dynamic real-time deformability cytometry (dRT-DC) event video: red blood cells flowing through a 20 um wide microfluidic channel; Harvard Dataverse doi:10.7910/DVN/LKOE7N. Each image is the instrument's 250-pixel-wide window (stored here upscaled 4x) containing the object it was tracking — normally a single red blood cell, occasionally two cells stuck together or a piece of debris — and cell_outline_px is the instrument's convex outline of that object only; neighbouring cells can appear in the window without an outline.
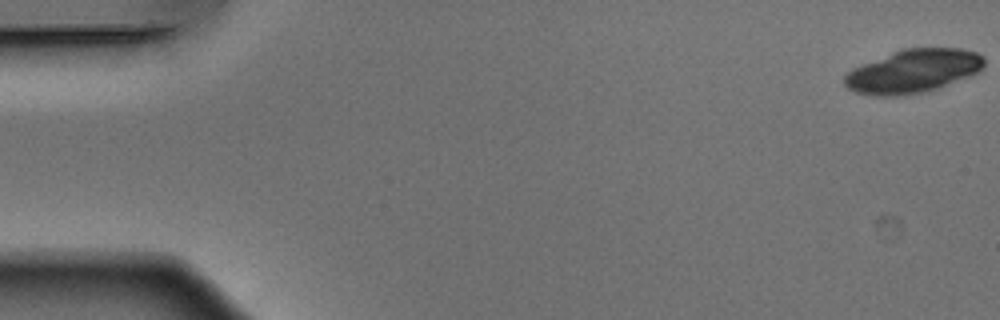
{"species": "Egyptian fruit bat (a non-hibernating species)", "species_latin": "Rousettus aegyptiacus", "temperature_condition": "warm", "stored_images_in_passage": 12, "camera_frame_rate_fps": 3000, "um_per_image_px": 0.085, "animal": {"sex": "male"}, "frame": {"image": 1, "passage_image": 1, "time_ms": 0.0, "image_size_px": [1000, 320], "cell_outline_px": [[984, 68], [968, 76], [936, 88], [924, 92], [904, 96], [872, 96], [856, 92], [848, 88], [844, 84], [844, 76], [848, 72], [864, 64], [904, 48], [960, 48], [976, 52], [984, 56]], "centroid_in_image_um": [77.63, 6.06], "position_along_channel_um": 7.4, "area_um2": 34.91}}